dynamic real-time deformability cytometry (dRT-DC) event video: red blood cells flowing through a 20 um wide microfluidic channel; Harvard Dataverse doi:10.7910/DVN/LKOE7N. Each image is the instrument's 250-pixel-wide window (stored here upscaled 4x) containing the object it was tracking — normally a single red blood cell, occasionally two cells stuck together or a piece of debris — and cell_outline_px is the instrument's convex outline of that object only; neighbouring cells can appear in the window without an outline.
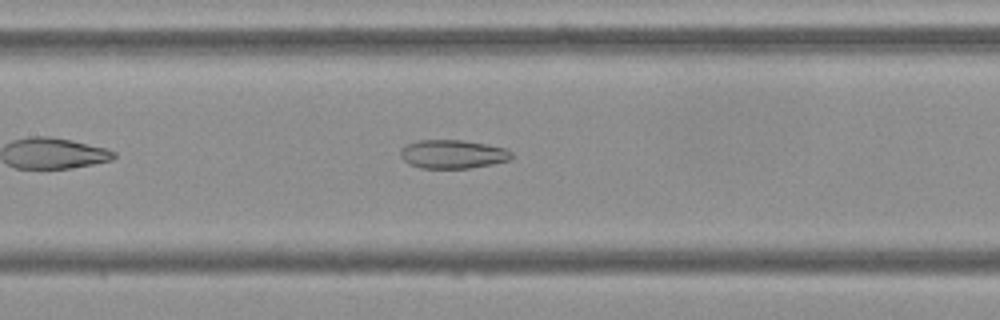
{"species": "Egyptian fruit bat (a non-hibernating species)", "species_latin": "Rousettus aegyptiacus", "temperature_condition": "cold", "stored_images_in_passage": 42, "camera_frame_rate_fps": 3000, "um_per_image_px": 0.085, "frame": {"image": 1, "passage_image": 13, "time_ms": 4.0, "image_size_px": [1000, 320], "cell_outline_px": [[512, 160], [472, 168], [420, 168], [408, 164], [400, 156], [400, 152], [408, 144], [420, 140], [464, 140], [504, 148], [512, 152]], "centroid_in_image_um": [38.5, 13.11], "position_along_channel_um": 168.9, "area_um2": 18.5}}
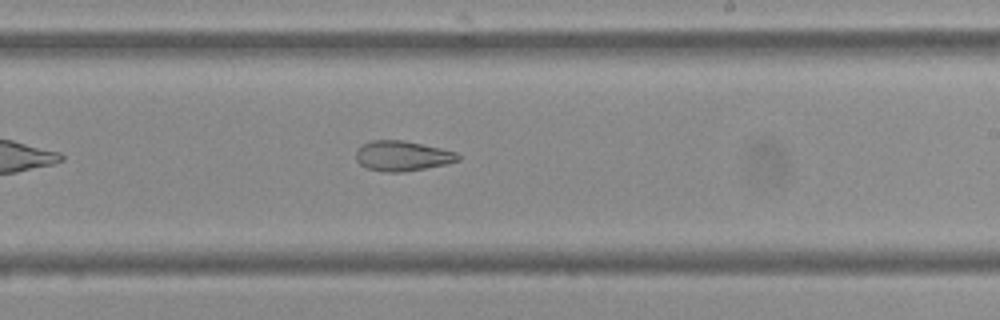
{"frame": {"image": 2, "passage_image": 20, "time_ms": 6.333, "image_size_px": [1000, 320], "cell_outline_px": [[460, 160], [448, 164], [404, 172], [384, 172], [368, 168], [360, 164], [356, 160], [356, 148], [372, 140], [404, 140], [440, 148], [456, 152], [460, 156]], "centroid_in_image_um": [34.2, 13.25], "position_along_channel_um": 254.8, "area_um2": 17.98}}
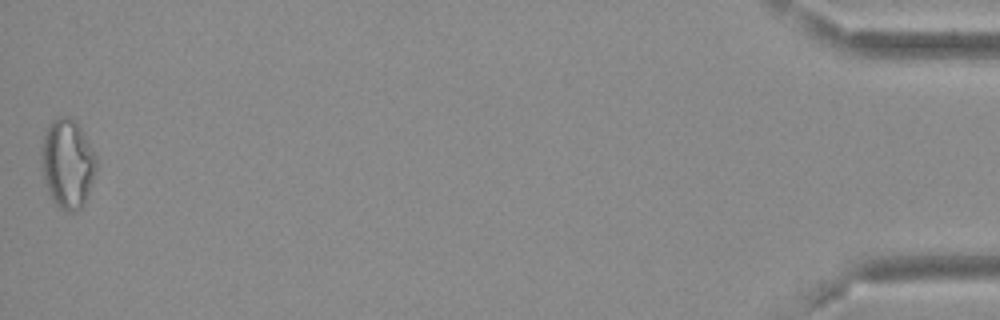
{"frame": {"image": 3, "passage_image": 42, "time_ms": 13.667, "image_size_px": [1000, 320], "cell_outline_px": [[96, 168], [84, 204], [76, 212], [68, 212], [60, 208], [52, 200], [44, 180], [40, 160], [40, 148], [48, 124], [52, 120], [60, 116], [68, 116], [80, 128], [96, 156]], "centroid_in_image_um": [5.7, 13.91], "position_along_channel_um": 429.5, "area_um2": 28.32}, "authors_computed_cell_mechanics": {"area_um2": 20.5768, "velocity_mm_per_s": 3.6892, "shape_relaxation_time_tau1_ms": null, "shape_relaxation_time_tau2_ms": 3.287, "deformation_change_tau1": null, "deformation_change_tau2": 0.1082}}